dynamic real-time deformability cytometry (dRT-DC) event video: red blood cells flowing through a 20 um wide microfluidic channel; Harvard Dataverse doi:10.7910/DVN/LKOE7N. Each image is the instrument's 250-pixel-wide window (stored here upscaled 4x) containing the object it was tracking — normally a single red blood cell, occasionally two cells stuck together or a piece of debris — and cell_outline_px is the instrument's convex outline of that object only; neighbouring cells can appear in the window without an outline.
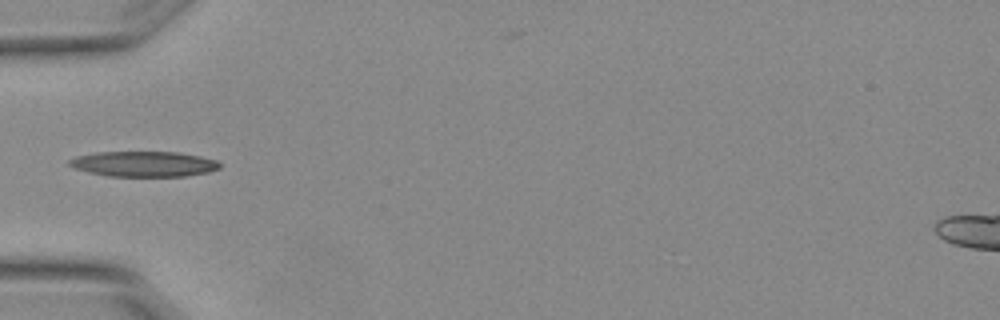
{"species": "Egyptian fruit bat (a non-hibernating species)", "species_latin": "Rousettus aegyptiacus", "temperature_condition": "warm", "stored_images_in_passage": 2, "camera_frame_rate_fps": 3000, "um_per_image_px": 0.085, "animal": {"sex": "female"}, "frame": {"image": 1, "passage_image": 2, "time_ms": 0.333, "image_size_px": [1000, 320], "cell_outline_px": [[220, 168], [208, 172], [184, 176], [108, 176], [88, 172], [76, 168], [68, 164], [68, 160], [76, 156], [96, 152], [180, 152], [200, 156], [216, 160], [220, 164]], "centroid_in_image_um": [12.22, 13.93], "position_along_channel_um": 72.8, "area_um2": 22.2}}